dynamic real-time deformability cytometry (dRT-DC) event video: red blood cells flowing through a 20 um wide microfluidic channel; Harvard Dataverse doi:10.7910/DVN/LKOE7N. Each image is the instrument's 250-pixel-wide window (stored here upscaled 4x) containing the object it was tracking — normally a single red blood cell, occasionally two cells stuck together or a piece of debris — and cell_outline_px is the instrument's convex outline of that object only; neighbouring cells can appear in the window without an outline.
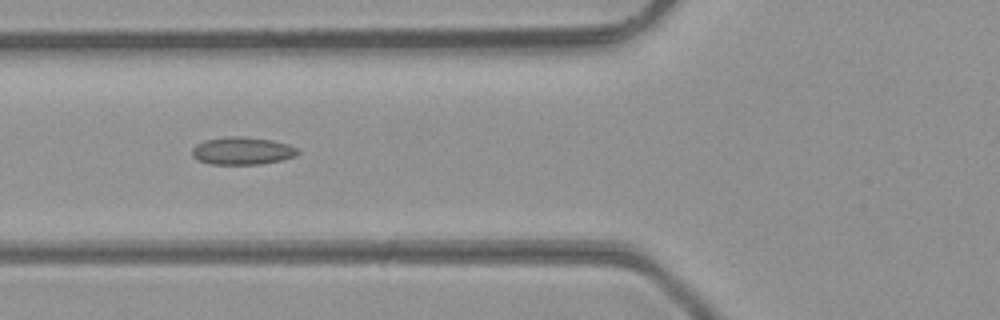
{"species": "common noctule bat (a hibernating species)", "species_latin": "Nyctalus noctula", "temperature_condition": "room temperature", "stored_images_in_passage": 34, "camera_frame_rate_fps": 3000, "um_per_image_px": 0.085, "animal": {"sex": "male", "body_mass_g": 23.1, "forearm_length_mm": 52.7}, "frame": {"image": 1, "passage_image": 5, "time_ms": 1.333, "image_size_px": [1000, 320], "cell_outline_px": [[300, 152], [296, 156], [284, 160], [260, 164], [208, 164], [196, 160], [192, 156], [192, 148], [196, 144], [204, 140], [228, 136], [240, 136], [272, 140], [288, 144], [296, 148]], "centroid_in_image_um": [20.58, 12.83], "position_along_channel_um": 105.2, "area_um2": 17.22}}
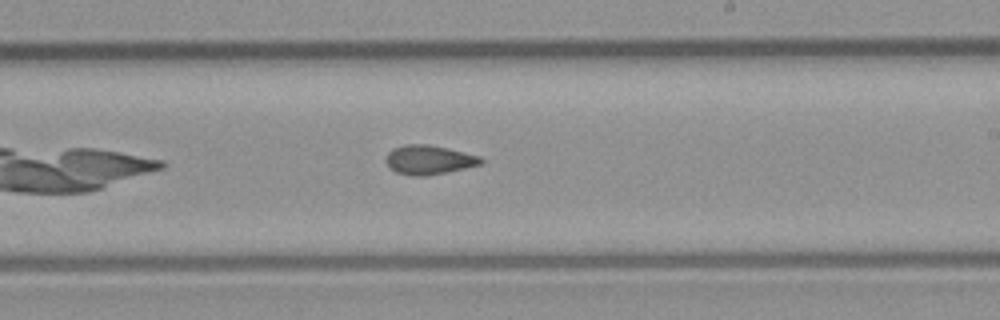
{"frame": {"image": 2, "passage_image": 15, "time_ms": 4.667, "image_size_px": [1000, 320], "cell_outline_px": [[484, 160], [480, 164], [464, 168], [428, 176], [412, 176], [396, 172], [388, 168], [384, 160], [388, 152], [392, 148], [404, 144], [428, 144], [448, 148], [480, 156]], "centroid_in_image_um": [36.4, 13.58], "position_along_channel_um": 252.6, "area_um2": 16.36}}
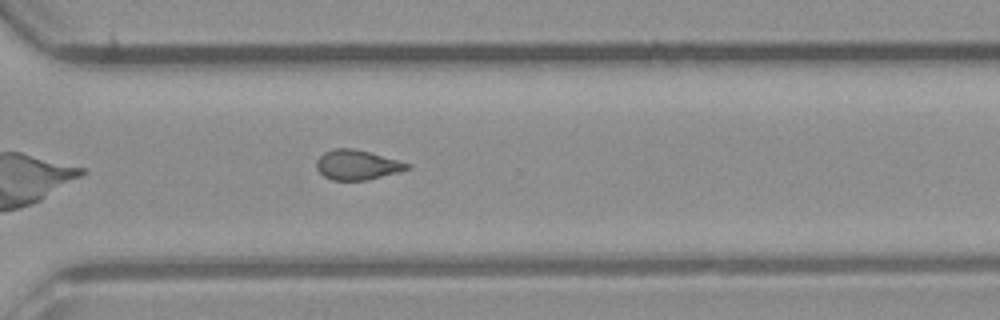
{"frame": {"image": 3, "passage_image": 21, "time_ms": 6.667, "image_size_px": [1000, 320], "cell_outline_px": [[412, 168], [400, 172], [368, 180], [332, 180], [324, 176], [316, 168], [316, 160], [324, 152], [336, 148], [352, 148], [368, 152], [412, 164]], "centroid_in_image_um": [30.38, 14.02], "position_along_channel_um": 340.2, "area_um2": 15.78}, "authors_computed_cell_mechanics": {"area_um2": 15.895, "velocity_mm_per_s": 4.4009, "shape_relaxation_time_tau1_ms": null, "shape_relaxation_time_tau2_ms": 2.3398, "deformation_change_tau1": null, "deformation_change_tau2": 0.0928}}